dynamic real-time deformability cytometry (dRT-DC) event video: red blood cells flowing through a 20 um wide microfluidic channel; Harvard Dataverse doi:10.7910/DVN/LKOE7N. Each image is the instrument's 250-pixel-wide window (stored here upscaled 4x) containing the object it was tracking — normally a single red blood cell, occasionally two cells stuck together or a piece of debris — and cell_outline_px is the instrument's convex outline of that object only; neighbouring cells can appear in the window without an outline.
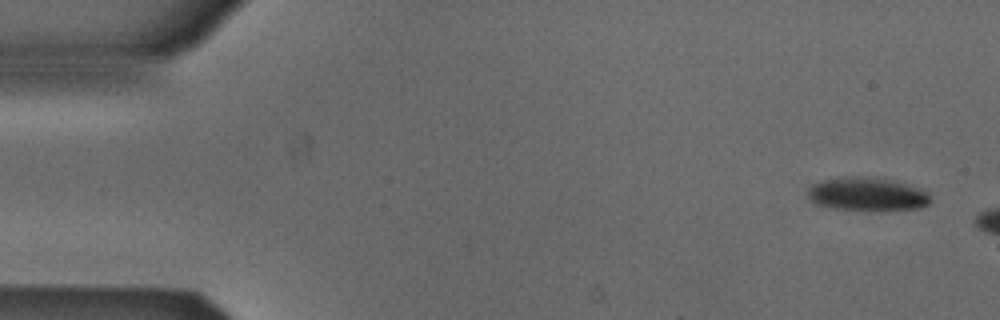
{"species": "Egyptian fruit bat (a non-hibernating species)", "species_latin": "Rousettus aegyptiacus", "temperature_condition": "cold", "stored_images_in_passage": 3, "camera_frame_rate_fps": 3000, "um_per_image_px": 0.085, "animal": {"sex": "male"}, "frame": {"image": 1, "passage_image": 1, "time_ms": 0.0, "image_size_px": [1000, 320], "cell_outline_px": [[928, 204], [920, 208], [884, 212], [832, 208], [816, 204], [808, 196], [808, 192], [812, 184], [824, 180], [840, 176], [856, 176], [892, 180], [908, 184], [920, 188], [928, 192]], "centroid_in_image_um": [73.73, 16.52], "position_along_channel_um": 11.3, "area_um2": 24.22}}